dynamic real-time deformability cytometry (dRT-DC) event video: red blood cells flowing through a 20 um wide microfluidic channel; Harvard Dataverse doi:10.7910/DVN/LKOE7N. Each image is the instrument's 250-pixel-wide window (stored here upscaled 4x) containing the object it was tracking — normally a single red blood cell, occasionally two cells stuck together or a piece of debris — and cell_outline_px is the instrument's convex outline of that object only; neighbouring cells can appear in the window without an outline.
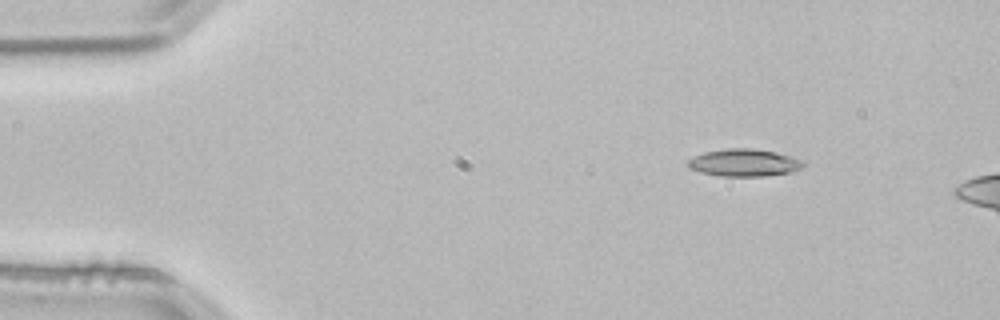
{"species": "common noctule bat (a hibernating species)", "species_latin": "Nyctalus noctula", "temperature_condition": "room temperature", "stored_images_in_passage": 4, "segment_of_instrument_passage": [2, 2], "camera_frame_rate_fps": 3000, "um_per_image_px": 0.085, "animal": {"sex": "male", "body_mass_g": 21.5, "forearm_length_mm": 52.0}, "frame": {"image": 1, "passage_image": 4, "time_ms": 1.0, "image_size_px": [1000, 320], "cell_outline_px": [[804, 164], [800, 168], [792, 172], [764, 176], [720, 176], [700, 172], [688, 168], [684, 164], [692, 156], [704, 152], [728, 148], [752, 148], [776, 152], [792, 156], [800, 160]], "centroid_in_image_um": [63.18, 13.82], "position_along_channel_um": 21.8, "area_um2": 18.55}}